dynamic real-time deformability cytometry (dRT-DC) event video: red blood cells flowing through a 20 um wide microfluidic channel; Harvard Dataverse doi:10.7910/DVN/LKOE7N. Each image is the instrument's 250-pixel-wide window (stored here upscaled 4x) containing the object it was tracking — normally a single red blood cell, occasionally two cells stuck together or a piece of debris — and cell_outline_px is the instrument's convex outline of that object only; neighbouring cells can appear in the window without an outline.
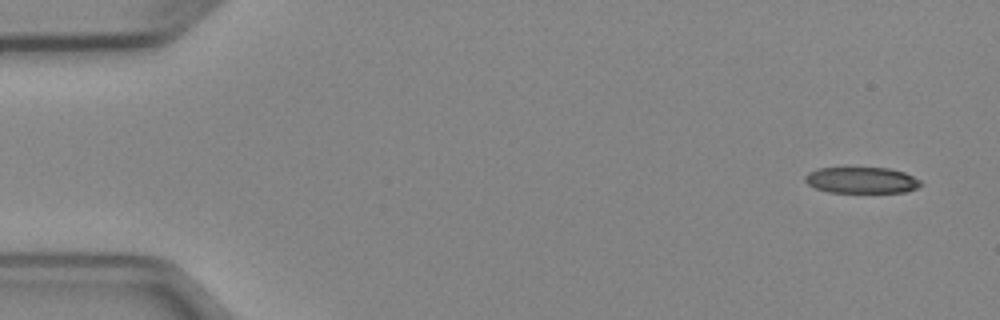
{"species": "Egyptian fruit bat (a non-hibernating species)", "species_latin": "Rousettus aegyptiacus", "temperature_condition": "cold", "stored_images_in_passage": 7, "camera_frame_rate_fps": 3000, "um_per_image_px": 0.085, "animal": {"sex": "female"}, "frame": {"image": 1, "passage_image": 1, "time_ms": 0.0, "image_size_px": [1000, 320], "cell_outline_px": [[924, 184], [916, 188], [904, 192], [828, 192], [816, 188], [808, 184], [804, 180], [804, 176], [808, 172], [816, 168], [888, 168], [904, 172], [920, 180]], "centroid_in_image_um": [73.22, 15.31], "position_along_channel_um": 11.8, "area_um2": 17.63}}
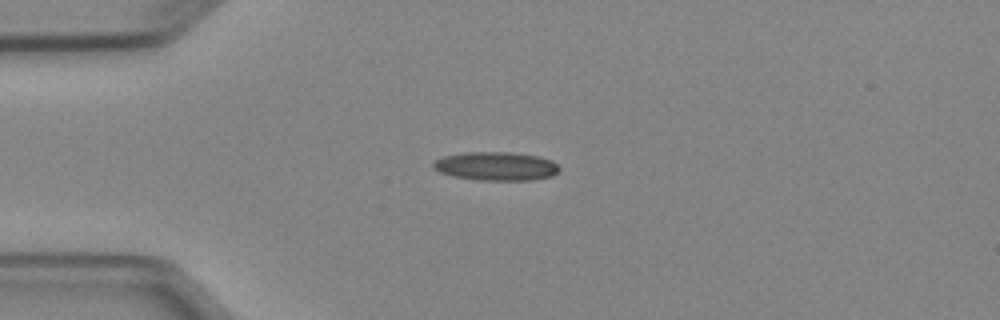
{"frame": {"image": 2, "passage_image": 4, "time_ms": 3.333, "image_size_px": [1000, 320], "cell_outline_px": [[560, 172], [552, 176], [532, 180], [480, 180], [452, 176], [440, 172], [432, 168], [432, 164], [436, 160], [444, 156], [464, 152], [512, 152], [540, 156], [552, 160], [560, 168]], "centroid_in_image_um": [42.19, 14.12], "position_along_channel_um": 42.8, "area_um2": 21.21}}
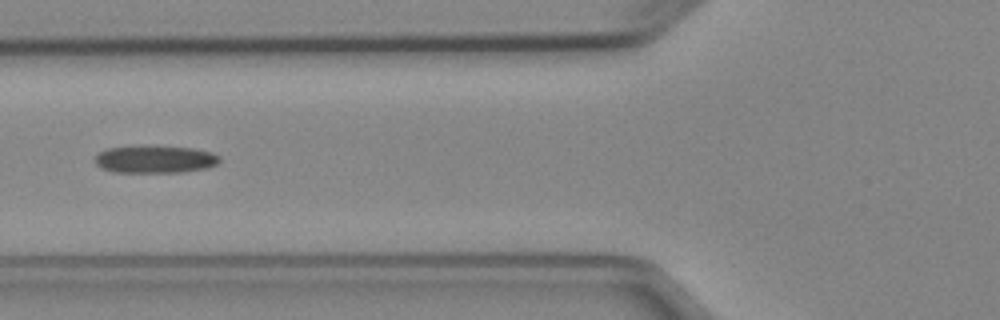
{"frame": {"image": 3, "passage_image": 6, "time_ms": 5.667, "image_size_px": [1000, 320], "cell_outline_px": [[220, 160], [216, 164], [208, 168], [184, 172], [112, 172], [100, 168], [92, 160], [100, 152], [108, 148], [192, 148], [212, 152], [220, 156]], "centroid_in_image_um": [13.19, 13.59], "position_along_channel_um": 112.6, "area_um2": 19.36}}